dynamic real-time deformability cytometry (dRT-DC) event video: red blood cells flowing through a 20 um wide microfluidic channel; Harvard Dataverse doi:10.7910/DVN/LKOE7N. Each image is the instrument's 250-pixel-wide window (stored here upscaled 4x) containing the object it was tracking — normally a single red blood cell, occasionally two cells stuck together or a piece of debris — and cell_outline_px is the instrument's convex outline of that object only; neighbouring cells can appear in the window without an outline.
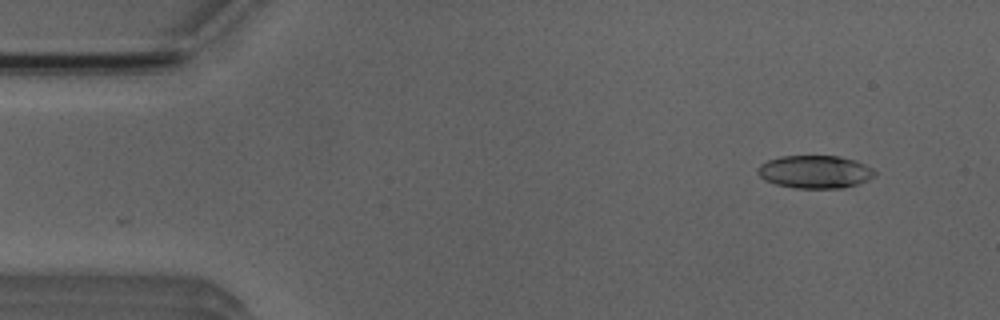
{"species": "Egyptian fruit bat (a non-hibernating species)", "species_latin": "Rousettus aegyptiacus", "temperature_condition": "room temperature", "stored_images_in_passage": 4, "camera_frame_rate_fps": 3000, "um_per_image_px": 0.085, "animal": {"sex": "male"}, "frame": {"image": 1, "passage_image": 2, "time_ms": 1.0, "image_size_px": [1000, 320], "cell_outline_px": [[876, 172], [868, 180], [856, 184], [840, 188], [792, 188], [776, 184], [764, 180], [756, 172], [760, 164], [768, 160], [780, 156], [840, 156], [856, 160], [872, 168]], "centroid_in_image_um": [69.24, 14.6], "position_along_channel_um": 15.8, "area_um2": 22.43}}
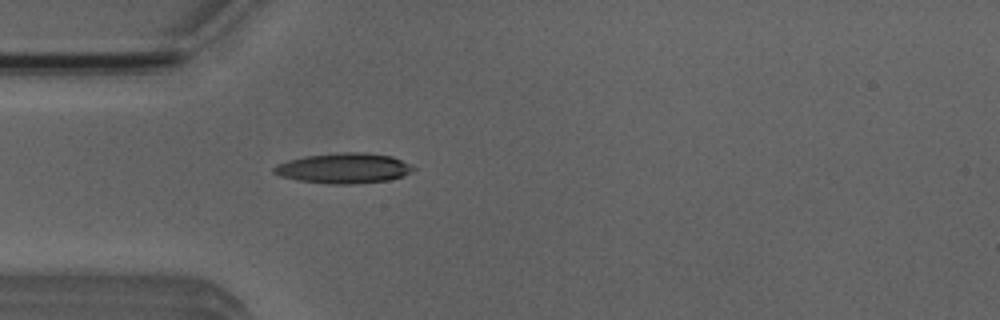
{"frame": {"image": 2, "passage_image": 4, "time_ms": 4.333, "image_size_px": [1000, 320], "cell_outline_px": [[416, 168], [412, 172], [404, 176], [388, 180], [352, 184], [328, 184], [296, 180], [280, 176], [272, 172], [272, 168], [288, 160], [304, 156], [340, 152], [368, 152], [392, 156]], "centroid_in_image_um": [29.22, 14.3], "position_along_channel_um": 55.8, "area_um2": 24.68}}